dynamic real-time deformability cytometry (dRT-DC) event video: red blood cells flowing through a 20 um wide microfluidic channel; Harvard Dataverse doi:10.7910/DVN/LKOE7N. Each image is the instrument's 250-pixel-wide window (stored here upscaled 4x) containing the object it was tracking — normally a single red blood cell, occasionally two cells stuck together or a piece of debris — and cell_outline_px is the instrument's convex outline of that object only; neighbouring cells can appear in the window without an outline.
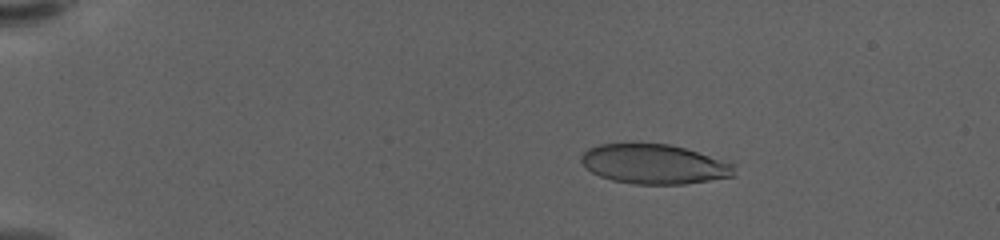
{"species": "human", "species_latin": "Homo sapiens", "temperature_condition": "warm", "stored_images_in_passage": 58, "camera_frame_rate_fps": 3000, "um_per_image_px": 0.085, "donor": {"sex": "female"}, "frame": {"image": 1, "passage_image": 11, "time_ms": 3.333, "image_size_px": [1000, 240], "cell_outline_px": [[736, 176], [684, 184], [632, 184], [612, 180], [600, 176], [592, 172], [580, 160], [580, 156], [588, 148], [600, 144], [668, 144], [684, 148], [736, 164]], "centroid_in_image_um": [55.64, 13.96], "position_along_channel_um": 29.4, "area_um2": 35.26}}
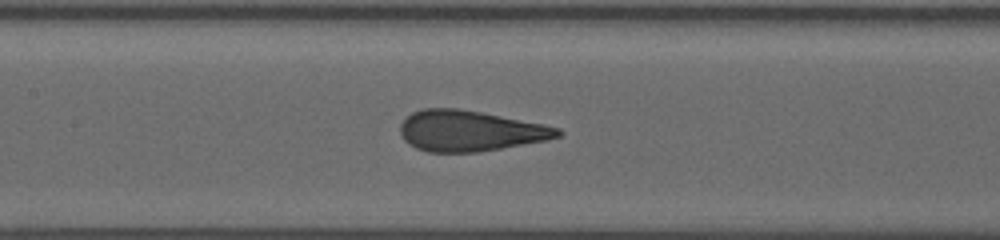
{"frame": {"image": 2, "passage_image": 30, "time_ms": 9.667, "image_size_px": [1000, 240], "cell_outline_px": [[564, 132], [560, 136], [548, 140], [476, 152], [428, 152], [416, 148], [408, 144], [400, 136], [400, 124], [412, 112], [424, 108], [456, 108], [480, 112], [544, 124], [560, 128]], "centroid_in_image_um": [39.94, 11.12], "position_along_channel_um": 167.5, "area_um2": 37.34}}
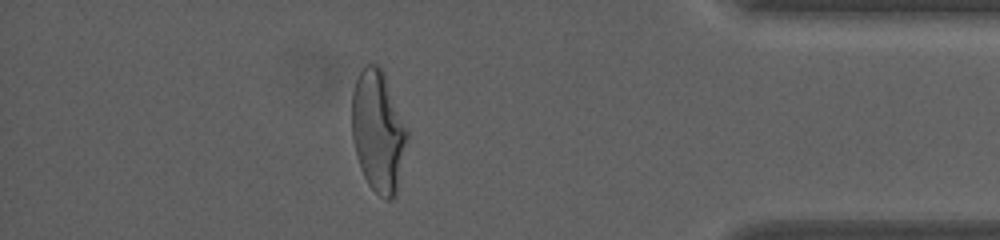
{"frame": {"image": 3, "passage_image": 52, "time_ms": 17.0, "image_size_px": [1000, 240], "cell_outline_px": [[408, 136], [396, 196], [392, 200], [384, 200], [368, 184], [360, 168], [356, 156], [352, 136], [352, 92], [356, 80], [364, 64], [380, 64], [384, 72], [408, 128]], "centroid_in_image_um": [32.15, 11.15], "position_along_channel_um": 403.1, "area_um2": 39.59}, "authors_computed_cell_mechanics": {"area_um2": 37.0787, "velocity_mm_per_s": 3.6151, "shape_relaxation_time_tau1_ms": 7.4259, "shape_relaxation_time_tau2_ms": null, "deformation_change_tau1": 0.2798, "deformation_change_tau2": null}}